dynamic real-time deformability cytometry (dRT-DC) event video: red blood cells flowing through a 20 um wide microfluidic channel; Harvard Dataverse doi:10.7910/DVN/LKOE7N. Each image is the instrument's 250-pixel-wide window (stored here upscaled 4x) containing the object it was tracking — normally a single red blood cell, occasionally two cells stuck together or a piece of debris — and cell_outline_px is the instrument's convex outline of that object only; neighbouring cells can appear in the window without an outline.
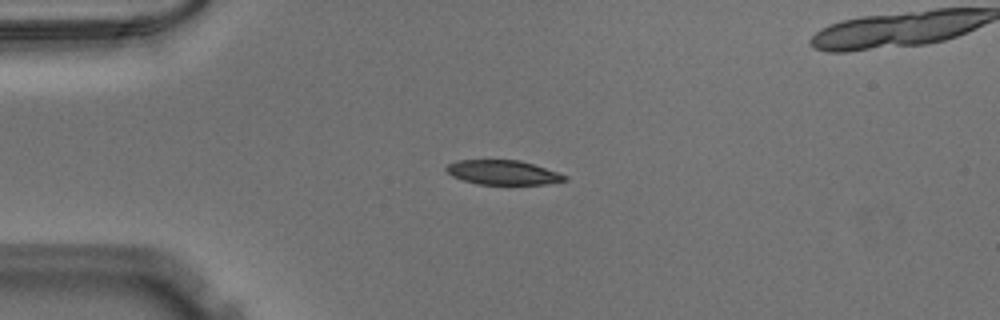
{"species": "Egyptian fruit bat (a non-hibernating species)", "species_latin": "Rousettus aegyptiacus", "temperature_condition": "warm", "stored_images_in_passage": 40, "camera_frame_rate_fps": 3000, "um_per_image_px": 0.085, "animal": {"sex": "male"}, "frame": {"image": 1, "passage_image": 1, "time_ms": 0.0, "image_size_px": [1000, 320], "cell_outline_px": [[568, 180], [548, 184], [480, 184], [464, 180], [452, 176], [444, 168], [448, 164], [456, 160], [520, 160], [560, 172], [568, 176]], "centroid_in_image_um": [42.8, 14.65], "position_along_channel_um": 42.2, "area_um2": 16.94}}
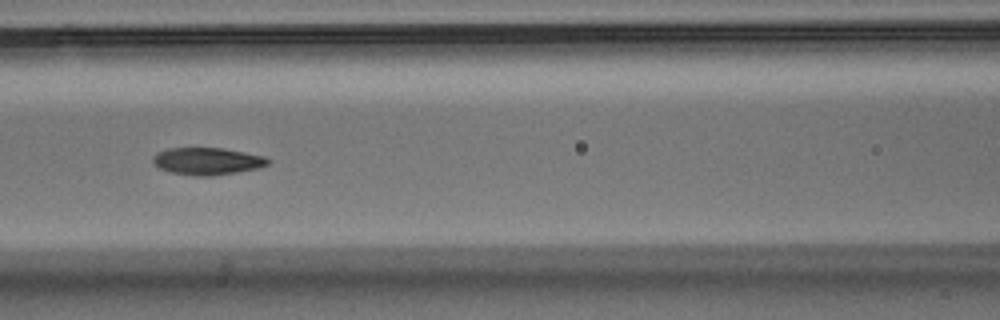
{"frame": {"image": 2, "passage_image": 11, "time_ms": 3.333, "image_size_px": [1000, 320], "cell_outline_px": [[272, 160], [268, 164], [260, 168], [212, 176], [196, 176], [168, 172], [152, 164], [152, 156], [156, 152], [168, 148], [224, 148], [264, 156]], "centroid_in_image_um": [17.59, 13.7], "position_along_channel_um": 149.0, "area_um2": 18.5}}
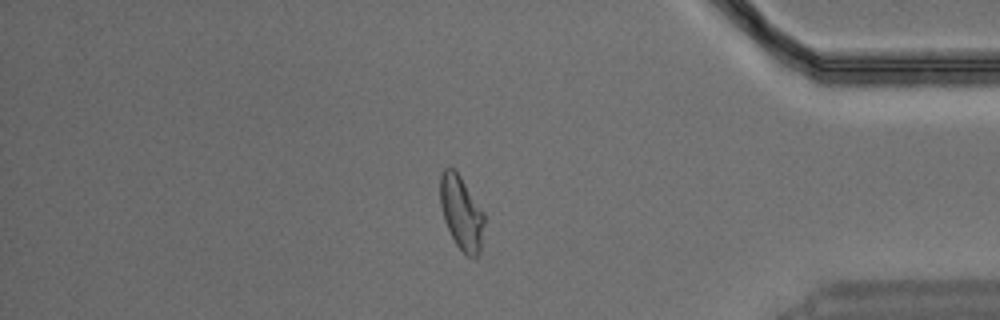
{"frame": {"image": 3, "passage_image": 32, "time_ms": 10.333, "image_size_px": [1000, 320], "cell_outline_px": [[484, 224], [480, 252], [476, 256], [468, 256], [456, 244], [444, 220], [440, 204], [440, 176], [444, 168], [452, 168], [460, 176], [484, 212]], "centroid_in_image_um": [39.22, 18.07], "position_along_channel_um": 396.0, "area_um2": 18.67}}